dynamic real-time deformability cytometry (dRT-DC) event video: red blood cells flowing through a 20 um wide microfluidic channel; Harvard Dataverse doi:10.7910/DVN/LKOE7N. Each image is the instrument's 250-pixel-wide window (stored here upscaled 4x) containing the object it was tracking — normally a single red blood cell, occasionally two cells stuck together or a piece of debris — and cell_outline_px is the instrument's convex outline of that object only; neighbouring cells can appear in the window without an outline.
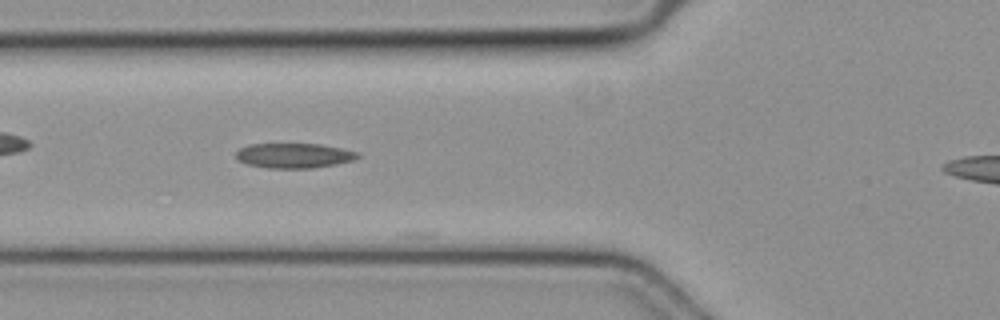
{"species": "common noctule bat (a hibernating species)", "species_latin": "Nyctalus noctula", "temperature_condition": "cold", "stored_images_in_passage": 11, "camera_frame_rate_fps": 3000, "um_per_image_px": 0.085, "animal": {"sex": "female", "body_mass_g": 19.3, "forearm_length_mm": 54.1}, "frame": {"image": 1, "passage_image": 10, "time_ms": 3.0, "image_size_px": [1000, 320], "cell_outline_px": [[360, 156], [352, 160], [336, 164], [312, 168], [268, 168], [248, 164], [236, 160], [236, 152], [240, 148], [252, 144], [320, 144], [360, 152]], "centroid_in_image_um": [24.99, 13.22], "position_along_channel_um": 100.8, "area_um2": 17.57}}